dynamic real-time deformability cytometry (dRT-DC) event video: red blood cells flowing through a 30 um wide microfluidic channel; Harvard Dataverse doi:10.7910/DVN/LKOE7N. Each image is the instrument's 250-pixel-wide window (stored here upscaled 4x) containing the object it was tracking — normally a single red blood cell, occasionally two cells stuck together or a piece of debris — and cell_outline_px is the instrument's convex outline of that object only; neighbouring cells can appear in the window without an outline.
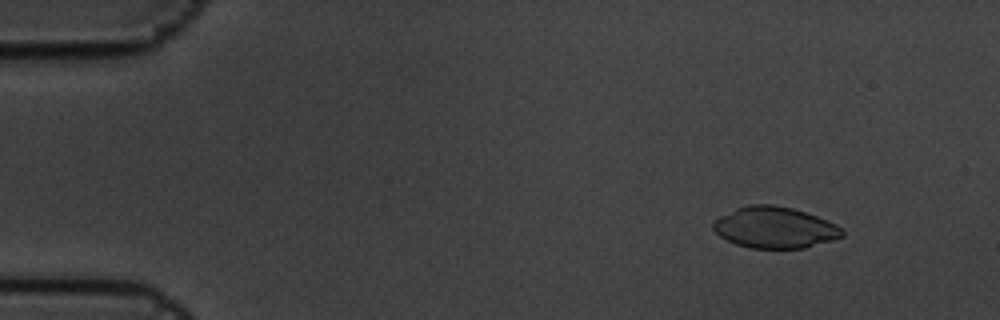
{"species": "common noctule bat (a hibernating species)", "species_latin": "Nyctalus noctula", "temperature_condition": "cold", "stored_images_in_passage": 5, "camera_frame_rate_fps": 3000, "um_per_image_px": 0.085, "animal": {"sex": "male", "body_mass_g": 19.5, "forearm_length_mm": 54.6}, "frame": {"image": 1, "passage_image": 2, "time_ms": 0.333, "image_size_px": [1000, 320], "cell_outline_px": [[844, 236], [832, 240], [804, 248], [752, 248], [736, 244], [720, 236], [712, 228], [712, 224], [720, 216], [736, 208], [748, 204], [772, 204], [792, 208], [828, 220], [836, 224], [844, 232]], "centroid_in_image_um": [65.85, 19.33], "position_along_channel_um": 19.1, "area_um2": 30.87}}